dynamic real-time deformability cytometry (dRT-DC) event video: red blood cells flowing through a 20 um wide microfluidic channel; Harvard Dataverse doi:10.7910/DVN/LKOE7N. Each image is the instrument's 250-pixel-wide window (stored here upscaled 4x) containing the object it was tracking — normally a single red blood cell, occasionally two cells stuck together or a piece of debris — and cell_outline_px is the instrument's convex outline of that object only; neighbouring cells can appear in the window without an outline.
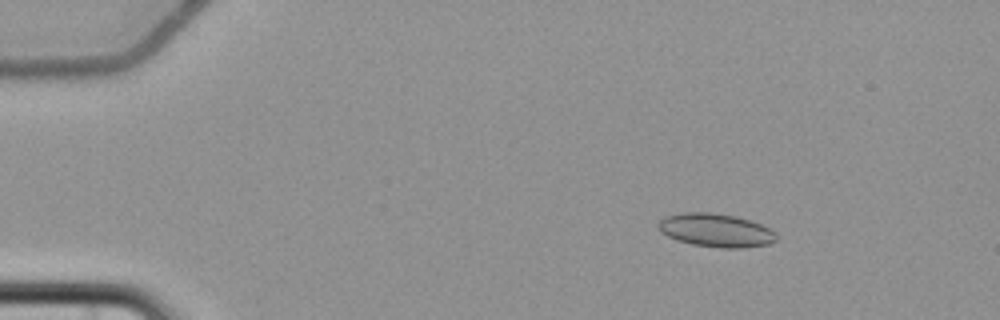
{"species": "common noctule bat (a hibernating species)", "species_latin": "Nyctalus noctula", "temperature_condition": "cold", "stored_images_in_passage": 5, "camera_frame_rate_fps": 3000, "um_per_image_px": 0.085, "animal": {"sex": "female", "body_mass_g": 22.7, "forearm_length_mm": 54.2}, "frame": {"image": 1, "passage_image": 3, "time_ms": 3.0, "image_size_px": [1000, 320], "cell_outline_px": [[776, 240], [768, 244], [744, 248], [720, 248], [692, 244], [676, 240], [660, 232], [656, 224], [664, 216], [680, 212], [712, 212], [736, 216], [760, 224], [776, 232]], "centroid_in_image_um": [60.8, 19.57], "position_along_channel_um": 24.2, "area_um2": 23.18}}
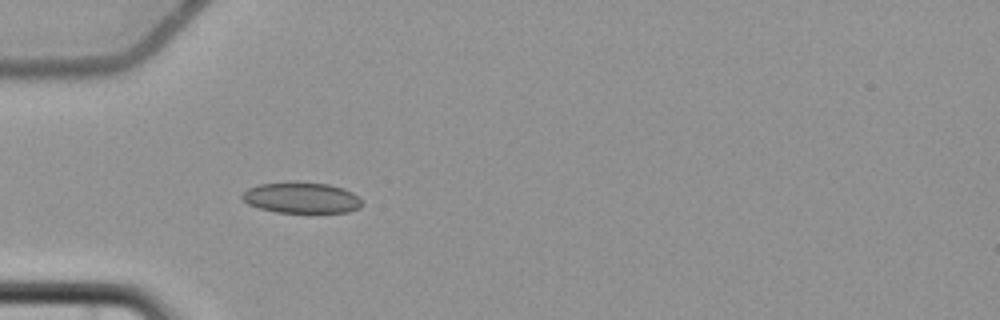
{"frame": {"image": 2, "passage_image": 5, "time_ms": 6.333, "image_size_px": [1000, 320], "cell_outline_px": [[364, 204], [360, 208], [348, 212], [276, 212], [260, 208], [248, 204], [240, 196], [248, 188], [260, 184], [292, 180], [328, 184], [344, 188], [352, 192]], "centroid_in_image_um": [25.62, 16.78], "position_along_channel_um": 59.4, "area_um2": 21.85}}